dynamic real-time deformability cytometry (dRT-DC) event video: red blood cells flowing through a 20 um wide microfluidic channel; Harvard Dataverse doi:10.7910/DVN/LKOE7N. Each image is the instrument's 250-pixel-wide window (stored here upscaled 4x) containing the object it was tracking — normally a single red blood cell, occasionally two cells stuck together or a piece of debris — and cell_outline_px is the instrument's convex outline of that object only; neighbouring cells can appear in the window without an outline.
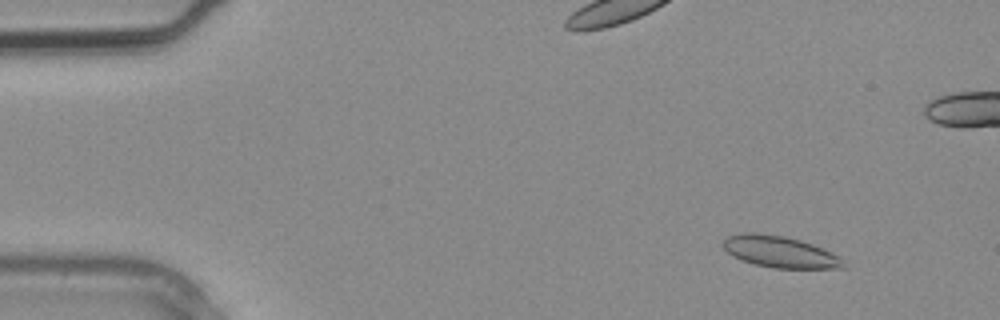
{"species": "common noctule bat (a hibernating species)", "species_latin": "Nyctalus noctula", "temperature_condition": "warm", "stored_images_in_passage": 4, "camera_frame_rate_fps": 3000, "um_per_image_px": 0.085, "animal": {"sex": "male", "body_mass_g": 20.4}, "frame": {"image": 1, "passage_image": 1, "time_ms": 0.0, "image_size_px": [1000, 320], "cell_outline_px": [[844, 268], [772, 268], [756, 264], [732, 256], [720, 244], [728, 236], [744, 232], [756, 232], [784, 236], [800, 240], [812, 244], [844, 260]], "centroid_in_image_um": [66.23, 21.39], "position_along_channel_um": 18.8, "area_um2": 21.79}}